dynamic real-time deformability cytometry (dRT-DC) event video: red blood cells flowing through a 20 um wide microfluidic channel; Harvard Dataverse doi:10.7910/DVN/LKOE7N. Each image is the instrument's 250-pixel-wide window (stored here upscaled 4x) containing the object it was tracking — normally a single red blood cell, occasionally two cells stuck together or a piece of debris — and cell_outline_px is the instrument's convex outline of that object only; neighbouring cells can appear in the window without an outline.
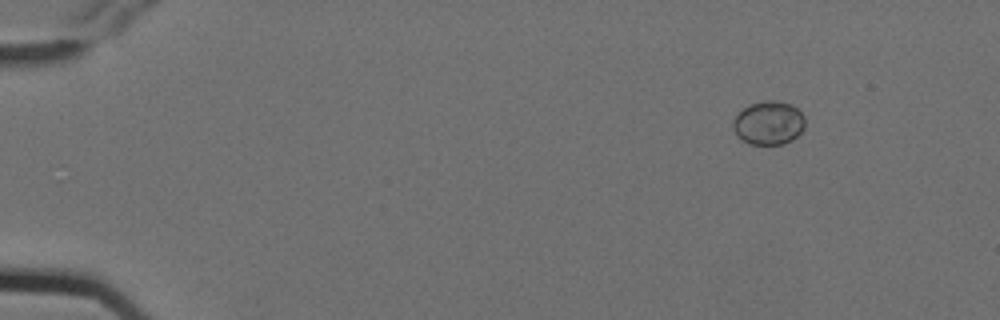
{"species": "Egyptian fruit bat (a non-hibernating species)", "species_latin": "Rousettus aegyptiacus", "temperature_condition": "cold", "stored_images_in_passage": 5, "camera_frame_rate_fps": 3000, "um_per_image_px": 0.085, "animal": {"sex": "female"}, "frame": {"image": 1, "passage_image": 1, "time_ms": 0.0, "image_size_px": [1000, 320], "cell_outline_px": [[804, 128], [792, 140], [784, 144], [748, 144], [740, 140], [736, 136], [732, 128], [732, 120], [744, 108], [752, 104], [764, 100], [776, 100], [792, 104], [804, 116]], "centroid_in_image_um": [65.31, 10.46], "position_along_channel_um": 19.7, "area_um2": 18.44}}